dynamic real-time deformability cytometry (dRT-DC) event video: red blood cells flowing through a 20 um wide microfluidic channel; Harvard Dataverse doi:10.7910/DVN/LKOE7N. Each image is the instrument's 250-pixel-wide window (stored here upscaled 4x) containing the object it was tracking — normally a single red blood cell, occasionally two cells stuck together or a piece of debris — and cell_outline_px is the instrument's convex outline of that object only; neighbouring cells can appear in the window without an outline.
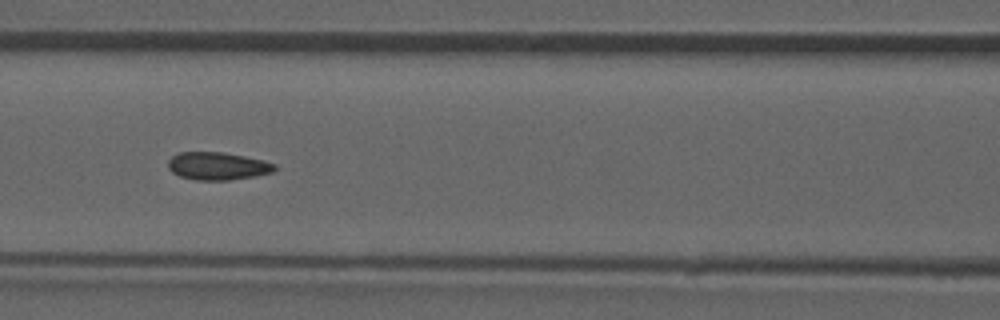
{"species": "common noctule bat (a hibernating species)", "species_latin": "Nyctalus noctula", "temperature_condition": "room temperature", "stored_images_in_passage": 51, "camera_frame_rate_fps": 3000, "um_per_image_px": 0.085, "animal": {"sex": "male", "forearm_length_mm": 52.5}, "frame": {"image": 1, "passage_image": 22, "time_ms": 7.0, "image_size_px": [1000, 320], "cell_outline_px": [[276, 168], [272, 172], [256, 176], [228, 180], [196, 180], [180, 176], [172, 172], [168, 168], [168, 160], [172, 156], [180, 152], [224, 152], [264, 160], [276, 164]], "centroid_in_image_um": [18.5, 14.11], "position_along_channel_um": 148.1, "area_um2": 17.28}, "authors_computed_cell_mechanics": {"area_um2": 17.34, "velocity_mm_per_s": 3.9153, "shape_relaxation_time_tau1_ms": null, "shape_relaxation_time_tau2_ms": 1.4926, "deformation_change_tau1": null, "deformation_change_tau2": 0.0506}}